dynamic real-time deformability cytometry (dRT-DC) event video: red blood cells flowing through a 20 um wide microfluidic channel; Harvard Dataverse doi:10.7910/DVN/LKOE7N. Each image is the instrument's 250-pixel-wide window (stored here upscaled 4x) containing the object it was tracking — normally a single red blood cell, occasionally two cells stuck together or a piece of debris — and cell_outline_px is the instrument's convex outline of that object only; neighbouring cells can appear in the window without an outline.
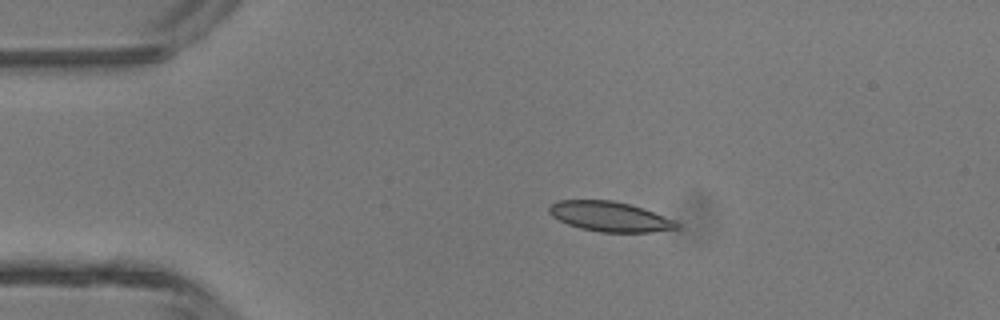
{"species": "common noctule bat (a hibernating species)", "species_latin": "Nyctalus noctula", "temperature_condition": "room temperature", "stored_images_in_passage": 3, "camera_frame_rate_fps": 3000, "um_per_image_px": 0.085, "animal": {"sex": "male", "body_mass_g": 13.3}, "frame": {"image": 1, "passage_image": 2, "time_ms": 0.333, "image_size_px": [1000, 320], "cell_outline_px": [[680, 228], [652, 232], [600, 232], [580, 228], [568, 224], [552, 216], [548, 212], [548, 208], [552, 204], [560, 200], [612, 200], [644, 208], [672, 220], [680, 224]], "centroid_in_image_um": [51.83, 18.41], "position_along_channel_um": 33.2, "area_um2": 22.08}}
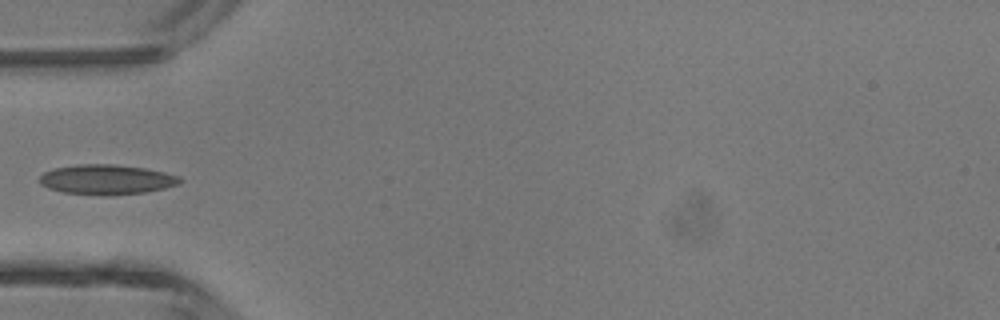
{"frame": {"image": 2, "passage_image": 3, "time_ms": 0.667, "image_size_px": [1000, 320], "cell_outline_px": [[184, 180], [180, 184], [164, 188], [144, 192], [108, 196], [100, 196], [64, 192], [48, 188], [40, 184], [40, 176], [44, 172], [52, 168], [76, 164], [116, 164], [144, 168], [164, 172], [180, 176]], "centroid_in_image_um": [9.06, 15.26], "position_along_channel_um": 75.9, "area_um2": 24.74}}